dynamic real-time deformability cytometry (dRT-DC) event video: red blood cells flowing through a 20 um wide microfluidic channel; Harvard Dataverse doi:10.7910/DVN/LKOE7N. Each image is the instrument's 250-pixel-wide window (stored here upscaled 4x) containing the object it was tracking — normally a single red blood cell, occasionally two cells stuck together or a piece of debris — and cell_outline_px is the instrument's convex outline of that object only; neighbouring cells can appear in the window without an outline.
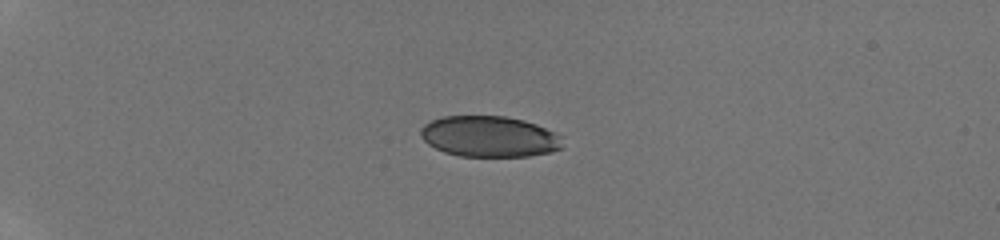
{"species": "human", "species_latin": "Homo sapiens", "temperature_condition": "room temperature", "stored_images_in_passage": 4, "camera_frame_rate_fps": 3000, "um_per_image_px": 0.085, "donor": {"sex": "male"}, "frame": {"image": 1, "passage_image": 1, "time_ms": 0.0, "image_size_px": [1000, 240], "cell_outline_px": [[564, 148], [552, 152], [528, 156], [460, 156], [444, 152], [428, 144], [420, 136], [420, 128], [424, 124], [432, 120], [444, 116], [504, 116], [524, 120], [536, 124], [556, 132], [564, 136]], "centroid_in_image_um": [41.65, 11.6], "position_along_channel_um": 43.3, "area_um2": 34.28}}
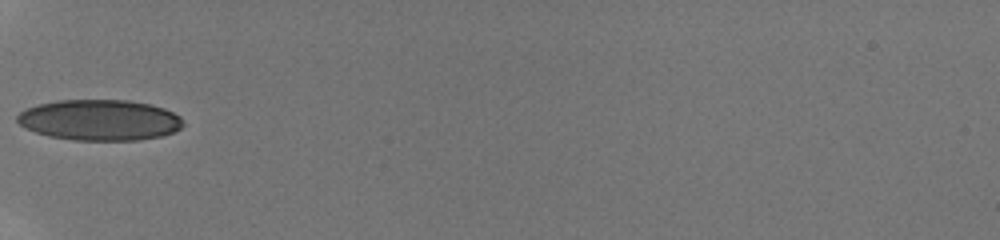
{"frame": {"image": 2, "passage_image": 3, "time_ms": 2.333, "image_size_px": [1000, 240], "cell_outline_px": [[184, 124], [180, 128], [172, 132], [160, 136], [140, 140], [72, 140], [48, 136], [24, 128], [16, 120], [16, 116], [20, 112], [28, 108], [40, 104], [56, 100], [128, 100], [152, 104], [164, 108], [180, 116], [184, 120]], "centroid_in_image_um": [8.48, 10.2], "position_along_channel_um": 76.5, "area_um2": 39.59}}
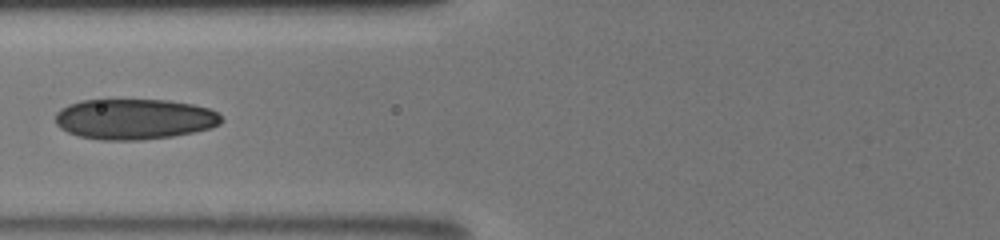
{"frame": {"image": 3, "passage_image": 4, "time_ms": 3.333, "image_size_px": [1000, 240], "cell_outline_px": [[224, 120], [220, 124], [212, 128], [172, 136], [140, 140], [104, 140], [80, 136], [68, 132], [60, 128], [56, 124], [56, 112], [60, 108], [68, 104], [80, 100], [168, 100], [192, 104], [208, 108], [216, 112]], "centroid_in_image_um": [11.42, 10.12], "position_along_channel_um": 114.4, "area_um2": 39.25}}